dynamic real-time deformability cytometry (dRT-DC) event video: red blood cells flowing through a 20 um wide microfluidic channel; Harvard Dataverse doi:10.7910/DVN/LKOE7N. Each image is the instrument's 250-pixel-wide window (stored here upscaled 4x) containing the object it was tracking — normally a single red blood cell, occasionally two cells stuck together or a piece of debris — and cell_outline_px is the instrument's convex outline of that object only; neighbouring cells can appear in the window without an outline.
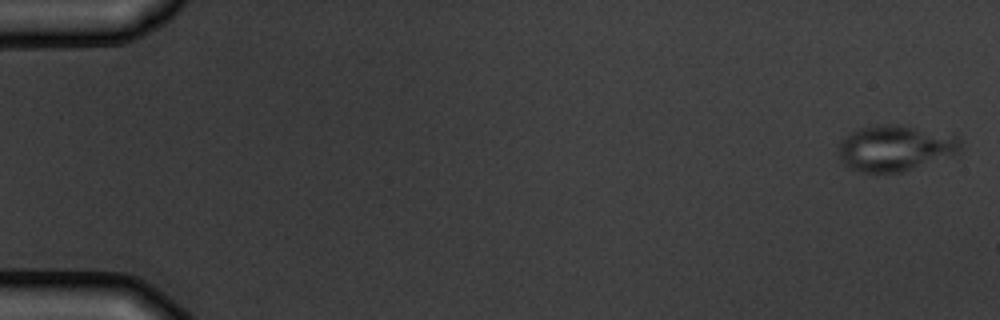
{"species": "common noctule bat (a hibernating species)", "species_latin": "Nyctalus noctula", "temperature_condition": "warm", "stored_images_in_passage": 5, "camera_frame_rate_fps": 3000, "um_per_image_px": 0.085, "animal": {"sex": "male", "body_mass_g": 19.5, "forearm_length_mm": 54.6}, "frame": {"image": 1, "passage_image": 1, "time_ms": 0.0, "image_size_px": [1000, 320], "cell_outline_px": [[960, 152], [952, 156], [900, 172], [864, 172], [848, 168], [840, 156], [840, 140], [852, 132], [860, 128], [880, 124], [900, 124], [956, 136], [960, 140]], "centroid_in_image_um": [76.1, 12.58], "position_along_channel_um": 8.9, "area_um2": 32.25}}